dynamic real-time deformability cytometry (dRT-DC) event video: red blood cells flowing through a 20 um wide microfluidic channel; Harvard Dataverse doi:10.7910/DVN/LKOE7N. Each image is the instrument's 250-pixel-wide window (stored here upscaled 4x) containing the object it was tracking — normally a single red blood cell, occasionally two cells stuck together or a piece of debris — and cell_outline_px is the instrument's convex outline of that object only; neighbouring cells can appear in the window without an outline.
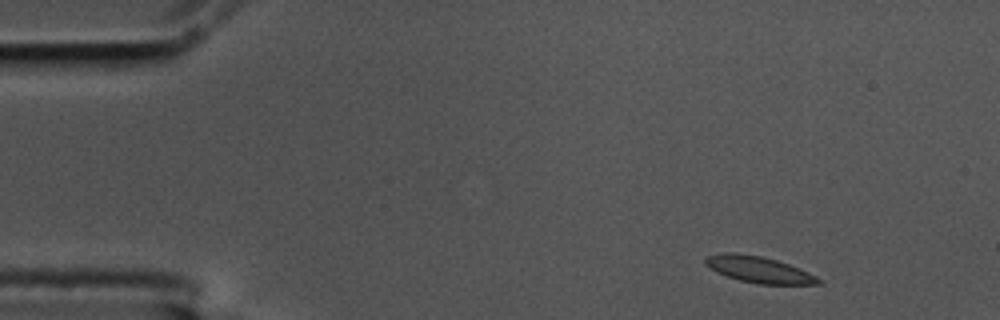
{"species": "common noctule bat (a hibernating species)", "species_latin": "Nyctalus noctula", "temperature_condition": "cold", "stored_images_in_passage": 5, "camera_frame_rate_fps": 3000, "um_per_image_px": 0.085, "animal": {"sex": "male", "body_mass_g": 17.5, "forearm_length_mm": 52.3}, "frame": {"image": 1, "passage_image": 1, "time_ms": 0.0, "image_size_px": [1000, 320], "cell_outline_px": [[820, 284], [756, 284], [740, 280], [716, 272], [704, 264], [704, 256], [724, 252], [732, 252], [760, 256], [776, 260], [788, 264], [808, 272], [816, 276], [820, 280]], "centroid_in_image_um": [64.44, 22.9], "position_along_channel_um": 20.6, "area_um2": 17.22}}
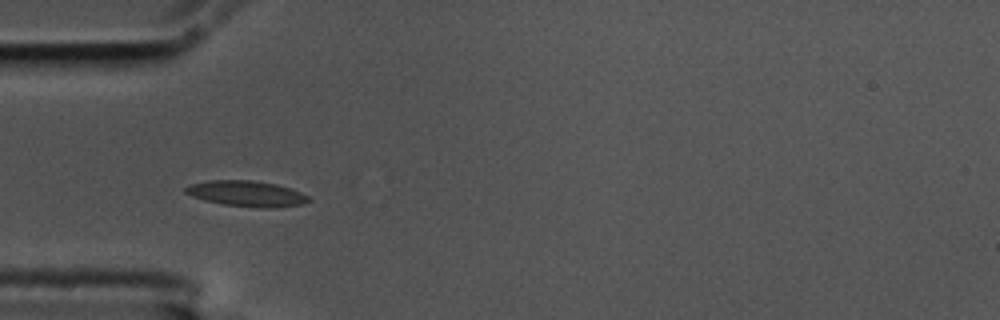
{"frame": {"image": 2, "passage_image": 4, "time_ms": 1.0, "image_size_px": [1000, 320], "cell_outline_px": [[312, 200], [304, 204], [276, 208], [260, 208], [224, 204], [204, 200], [192, 196], [184, 192], [184, 188], [192, 184], [208, 180], [252, 180], [276, 184], [292, 188], [308, 196]], "centroid_in_image_um": [21.01, 16.46], "position_along_channel_um": 64.0, "area_um2": 18.55}}